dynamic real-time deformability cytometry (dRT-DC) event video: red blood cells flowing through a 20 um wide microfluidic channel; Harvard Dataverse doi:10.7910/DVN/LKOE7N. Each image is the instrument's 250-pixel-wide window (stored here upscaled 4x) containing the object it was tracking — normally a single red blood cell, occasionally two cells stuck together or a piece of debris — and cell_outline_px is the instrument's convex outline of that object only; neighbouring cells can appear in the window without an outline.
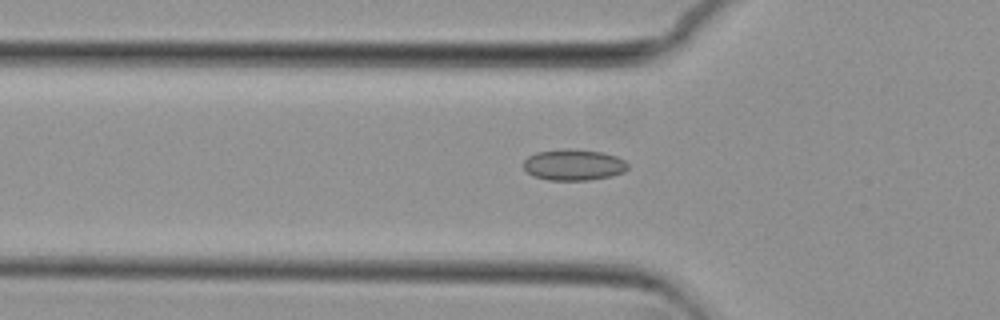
{"species": "common noctule bat (a hibernating species)", "species_latin": "Nyctalus noctula", "temperature_condition": "cold", "stored_images_in_passage": 38, "camera_frame_rate_fps": 3000, "um_per_image_px": 0.085, "animal": {"sex": "female", "body_mass_g": 29.2, "forearm_length_mm": 56.3}, "frame": {"image": 1, "passage_image": 7, "time_ms": 2.0, "image_size_px": [1000, 320], "cell_outline_px": [[628, 168], [624, 172], [612, 176], [588, 180], [548, 180], [532, 176], [524, 168], [524, 160], [528, 156], [536, 152], [564, 148], [600, 152], [616, 156], [624, 160], [628, 164]], "centroid_in_image_um": [48.75, 14.01], "position_along_channel_um": 77.1, "area_um2": 18.96}}
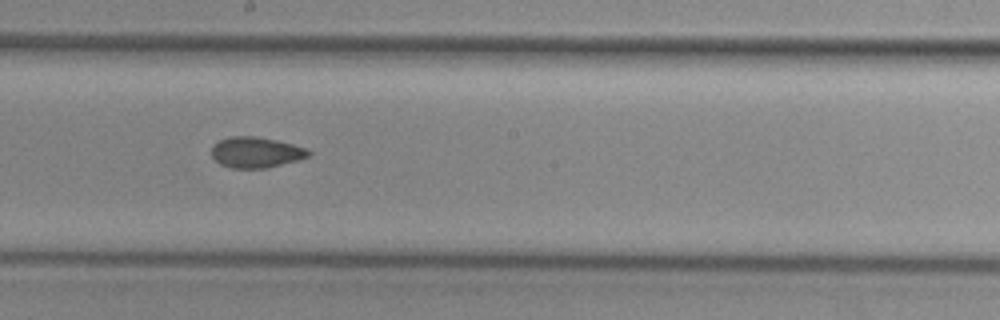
{"frame": {"image": 2, "passage_image": 19, "time_ms": 6.0, "image_size_px": [1000, 320], "cell_outline_px": [[312, 152], [308, 156], [300, 160], [268, 168], [232, 168], [220, 164], [212, 156], [212, 148], [220, 140], [228, 136], [256, 136], [276, 140], [308, 148]], "centroid_in_image_um": [21.8, 12.95], "position_along_channel_um": 226.4, "area_um2": 17.46}}
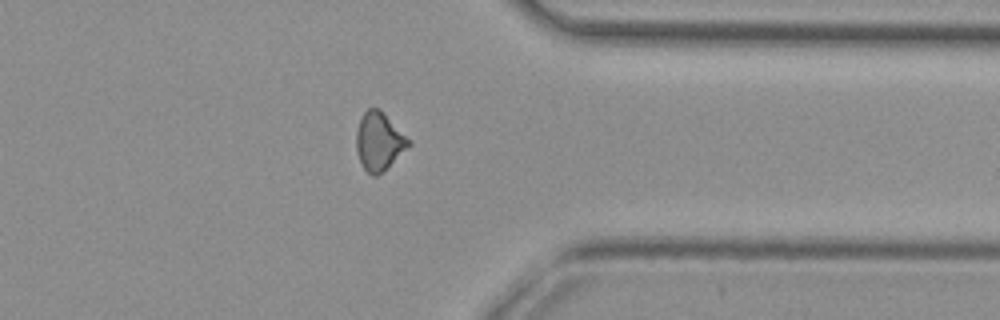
{"frame": {"image": 3, "passage_image": 32, "time_ms": 10.333, "image_size_px": [1000, 320], "cell_outline_px": [[412, 144], [384, 172], [376, 176], [372, 176], [364, 168], [360, 160], [356, 148], [356, 132], [360, 116], [368, 108], [380, 108], [412, 140]], "centroid_in_image_um": [32.25, 12.0], "position_along_channel_um": 379.1, "area_um2": 18.15}}